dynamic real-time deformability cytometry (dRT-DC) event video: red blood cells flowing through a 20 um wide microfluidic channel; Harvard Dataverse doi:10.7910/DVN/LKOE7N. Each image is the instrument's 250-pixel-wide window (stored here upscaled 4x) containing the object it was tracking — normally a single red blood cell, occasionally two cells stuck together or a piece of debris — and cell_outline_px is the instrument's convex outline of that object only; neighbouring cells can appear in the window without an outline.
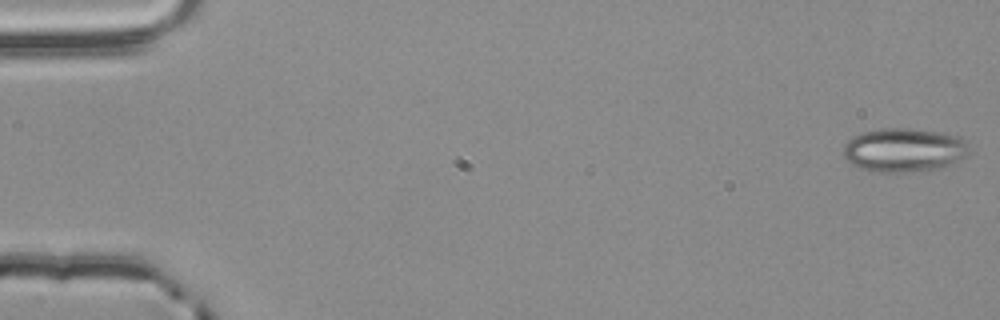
{"species": "common noctule bat (a hibernating species)", "species_latin": "Nyctalus noctula", "temperature_condition": "room temperature", "stored_images_in_passage": 54, "camera_frame_rate_fps": 3000, "um_per_image_px": 0.085, "animal": {"sex": "male", "body_mass_g": 20.4}, "frame": {"image": 1, "passage_image": 1, "time_ms": 0.0, "image_size_px": [1000, 320], "cell_outline_px": [[968, 156], [952, 164], [940, 168], [908, 172], [876, 172], [860, 168], [852, 164], [844, 156], [844, 144], [852, 136], [864, 132], [880, 128], [912, 128], [944, 132], [956, 136], [964, 140], [968, 152]], "centroid_in_image_um": [76.84, 12.74], "position_along_channel_um": 8.2, "area_um2": 32.25}}
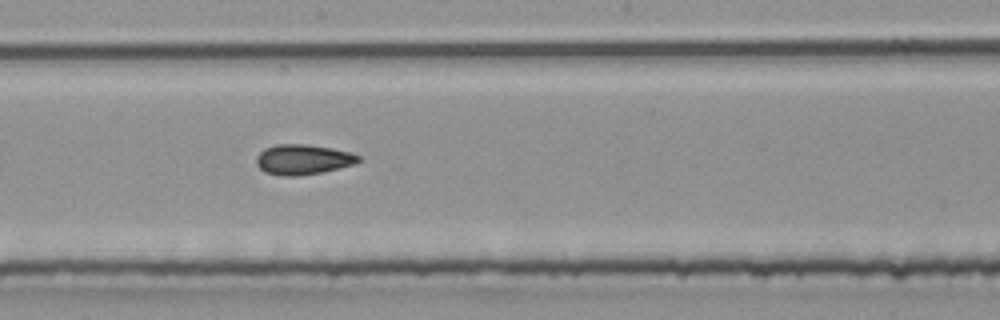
{"frame": {"image": 2, "passage_image": 30, "time_ms": 9.667, "image_size_px": [1000, 320], "cell_outline_px": [[360, 160], [352, 164], [320, 172], [296, 176], [284, 176], [264, 172], [256, 164], [256, 156], [264, 148], [276, 144], [304, 144], [332, 148], [348, 152], [360, 156]], "centroid_in_image_um": [25.68, 13.55], "position_along_channel_um": 222.5, "area_um2": 17.69}}
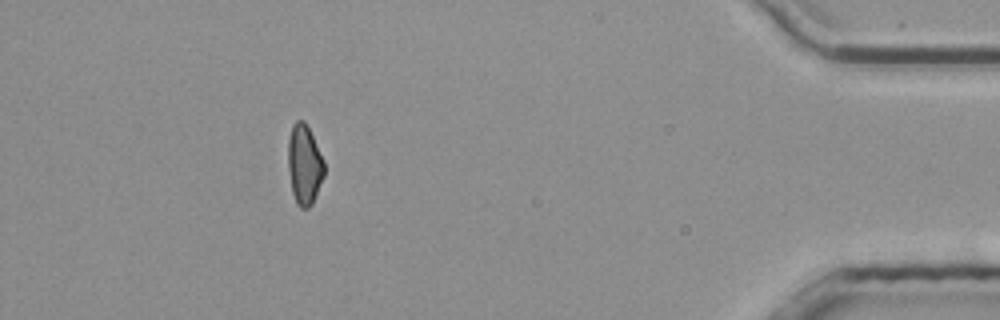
{"frame": {"image": 3, "passage_image": 49, "time_ms": 16.0, "image_size_px": [1000, 320], "cell_outline_px": [[324, 176], [312, 204], [308, 208], [300, 208], [296, 204], [292, 192], [288, 168], [288, 140], [292, 124], [296, 120], [304, 120], [324, 160]], "centroid_in_image_um": [25.86, 14.0], "position_along_channel_um": 409.3, "area_um2": 16.82}, "authors_computed_cell_mechanics": {"area_um2": 17.6579, "velocity_mm_per_s": 3.8743, "shape_relaxation_time_tau1_ms": null, "shape_relaxation_time_tau2_ms": 2.4025, "deformation_change_tau1": null, "deformation_change_tau2": 0.0868}}